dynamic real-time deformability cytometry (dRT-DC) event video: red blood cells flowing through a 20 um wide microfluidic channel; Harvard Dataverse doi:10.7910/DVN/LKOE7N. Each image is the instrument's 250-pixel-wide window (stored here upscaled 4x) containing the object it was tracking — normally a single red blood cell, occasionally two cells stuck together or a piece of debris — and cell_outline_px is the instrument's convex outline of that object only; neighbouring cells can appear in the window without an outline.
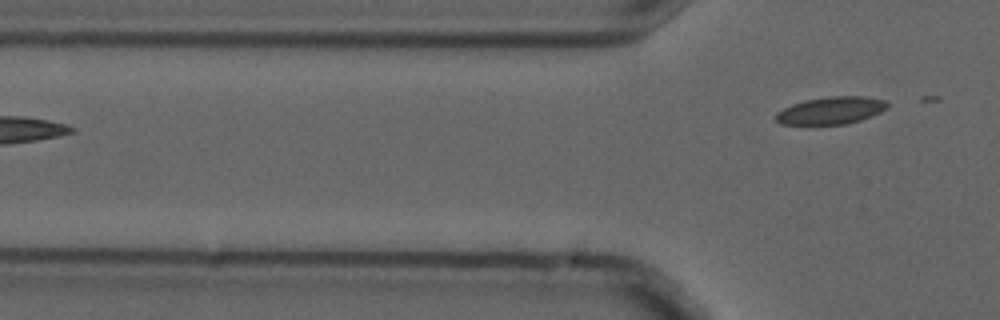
{"species": "common noctule bat (a hibernating species)", "species_latin": "Nyctalus noctula", "temperature_condition": "cold", "stored_images_in_passage": 2, "camera_frame_rate_fps": 3000, "um_per_image_px": 0.085, "animal": {"sex": "male", "forearm_length_mm": 52.5}, "frame": {"image": 1, "passage_image": 2, "time_ms": 0.333, "image_size_px": [1000, 320], "cell_outline_px": [[888, 108], [880, 112], [860, 120], [844, 124], [780, 124], [776, 120], [776, 112], [792, 104], [804, 100], [828, 96], [864, 96], [884, 100], [888, 104]], "centroid_in_image_um": [70.62, 9.38], "position_along_channel_um": 55.2, "area_um2": 17.69}}